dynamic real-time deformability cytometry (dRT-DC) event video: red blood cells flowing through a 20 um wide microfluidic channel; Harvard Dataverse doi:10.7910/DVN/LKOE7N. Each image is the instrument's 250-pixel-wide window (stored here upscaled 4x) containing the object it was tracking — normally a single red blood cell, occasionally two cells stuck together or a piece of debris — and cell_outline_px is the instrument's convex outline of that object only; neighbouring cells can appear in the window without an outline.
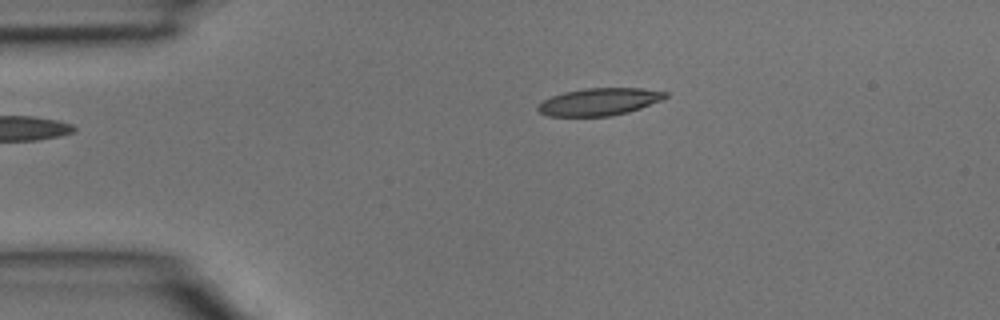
{"species": "common noctule bat (a hibernating species)", "species_latin": "Nyctalus noctula", "temperature_condition": "room temperature", "stored_images_in_passage": 2, "camera_frame_rate_fps": 3000, "um_per_image_px": 0.085, "animal": {"sex": "male", "body_mass_g": 15.6}, "frame": {"image": 1, "passage_image": 2, "time_ms": 0.333, "image_size_px": [1000, 320], "cell_outline_px": [[668, 96], [660, 100], [640, 108], [628, 112], [608, 116], [548, 116], [540, 112], [536, 108], [536, 104], [552, 96], [564, 92], [584, 88], [640, 88], [668, 92]], "centroid_in_image_um": [50.9, 8.64], "position_along_channel_um": 34.1, "area_um2": 20.23}}